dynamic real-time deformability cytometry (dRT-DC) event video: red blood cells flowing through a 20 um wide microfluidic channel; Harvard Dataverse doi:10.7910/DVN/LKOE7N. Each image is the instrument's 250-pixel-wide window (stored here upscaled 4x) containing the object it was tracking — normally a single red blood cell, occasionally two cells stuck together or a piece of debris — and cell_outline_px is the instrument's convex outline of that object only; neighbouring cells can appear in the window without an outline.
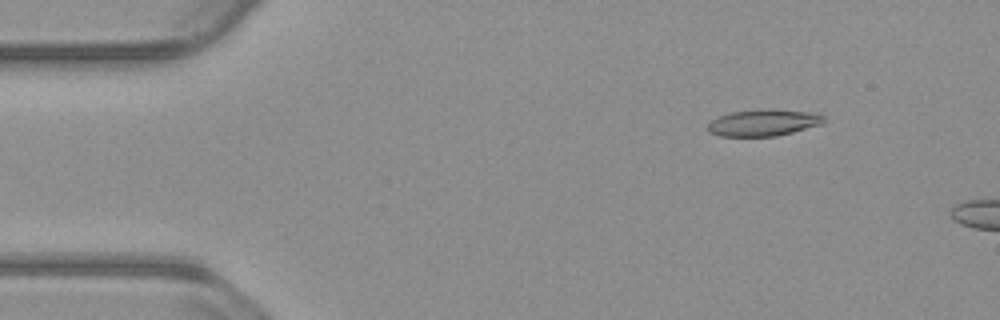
{"species": "common noctule bat (a hibernating species)", "species_latin": "Nyctalus noctula", "temperature_condition": "warm", "stored_images_in_passage": 11, "camera_frame_rate_fps": 3000, "um_per_image_px": 0.085, "animal": {"sex": "male", "body_mass_g": 23.1, "forearm_length_mm": 52.7}, "frame": {"image": 1, "passage_image": 7, "time_ms": 2.0, "image_size_px": [1000, 320], "cell_outline_px": [[824, 120], [820, 124], [792, 132], [776, 136], [720, 136], [708, 132], [708, 124], [712, 120], [720, 116], [732, 112], [816, 112], [824, 116]], "centroid_in_image_um": [64.85, 10.49], "position_along_channel_um": 20.2, "area_um2": 16.76}}